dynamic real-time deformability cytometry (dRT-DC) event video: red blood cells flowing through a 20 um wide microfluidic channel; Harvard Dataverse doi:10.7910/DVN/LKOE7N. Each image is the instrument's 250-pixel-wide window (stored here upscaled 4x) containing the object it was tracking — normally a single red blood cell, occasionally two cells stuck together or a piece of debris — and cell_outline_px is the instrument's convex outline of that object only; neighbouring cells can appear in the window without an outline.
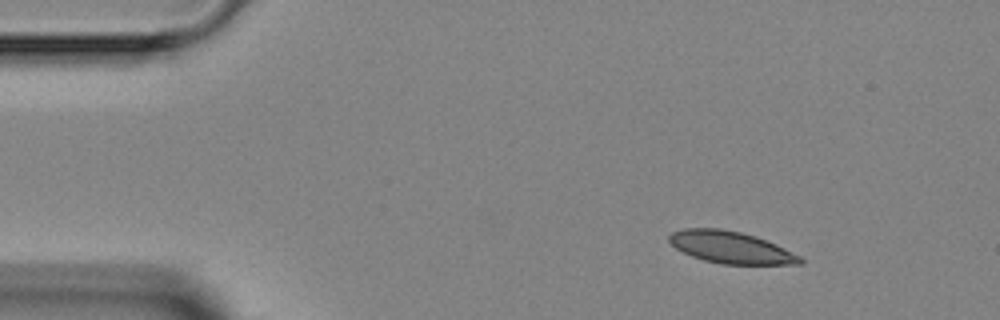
{"species": "Egyptian fruit bat (a non-hibernating species)", "species_latin": "Rousettus aegyptiacus", "temperature_condition": "room temperature", "stored_images_in_passage": 3, "camera_frame_rate_fps": 3000, "um_per_image_px": 0.085, "animal": {"sex": "female"}, "frame": {"image": 1, "passage_image": 1, "time_ms": 0.0, "image_size_px": [1000, 320], "cell_outline_px": [[804, 264], [720, 264], [704, 260], [692, 256], [676, 248], [668, 240], [668, 236], [672, 232], [684, 228], [720, 228], [740, 232], [756, 236], [776, 244], [800, 256], [804, 260]], "centroid_in_image_um": [62.12, 21.02], "position_along_channel_um": 22.9, "area_um2": 24.33}}
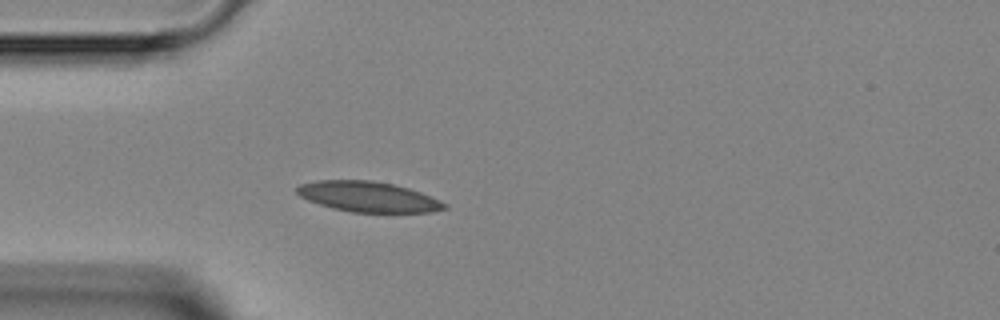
{"frame": {"image": 2, "passage_image": 3, "time_ms": 2.333, "image_size_px": [1000, 320], "cell_outline_px": [[448, 208], [432, 212], [352, 212], [332, 208], [308, 200], [300, 196], [296, 192], [296, 188], [300, 184], [316, 180], [372, 180], [392, 184], [408, 188], [420, 192], [440, 200], [448, 204]], "centroid_in_image_um": [31.3, 16.72], "position_along_channel_um": 53.7, "area_um2": 26.07}}